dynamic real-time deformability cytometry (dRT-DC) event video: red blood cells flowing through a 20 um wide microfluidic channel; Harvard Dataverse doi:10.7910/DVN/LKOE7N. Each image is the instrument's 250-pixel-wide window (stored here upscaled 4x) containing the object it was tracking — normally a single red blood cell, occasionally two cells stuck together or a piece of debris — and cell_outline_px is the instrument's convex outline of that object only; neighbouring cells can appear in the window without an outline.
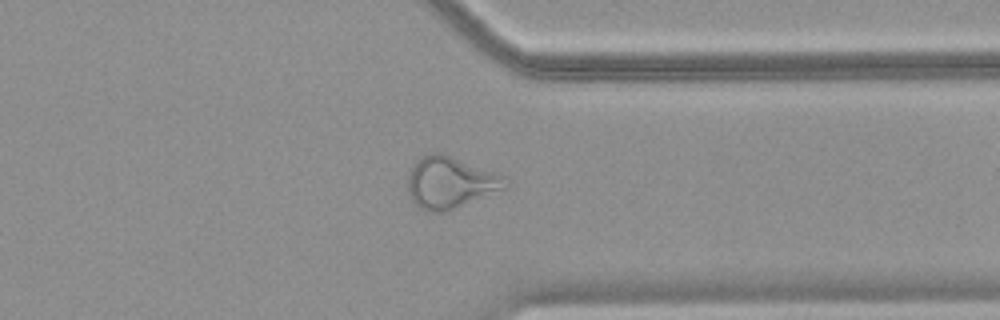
{"species": "common noctule bat (a hibernating species)", "species_latin": "Nyctalus noctula", "temperature_condition": "warm", "stored_images_in_passage": 48, "camera_frame_rate_fps": 3000, "um_per_image_px": 0.085, "animal": {"sex": "female", "body_mass_g": 18.4}, "frame": {"image": 1, "passage_image": 38, "time_ms": 12.333, "image_size_px": [1000, 320], "cell_outline_px": [[508, 188], [444, 212], [432, 212], [420, 208], [408, 196], [408, 172], [416, 160], [420, 156], [432, 152], [440, 152], [496, 172], [504, 176], [508, 180]], "centroid_in_image_um": [38.26, 15.5], "position_along_channel_um": 373.1, "area_um2": 29.54}}
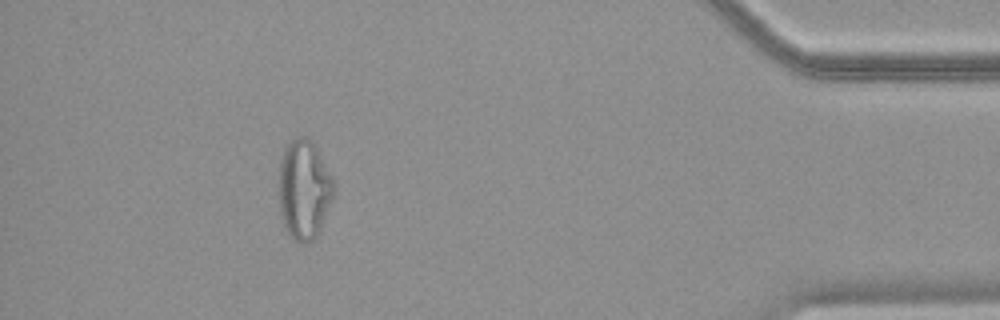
{"frame": {"image": 2, "passage_image": 44, "time_ms": 14.333, "image_size_px": [1000, 320], "cell_outline_px": [[336, 188], [332, 200], [320, 228], [316, 236], [308, 244], [300, 244], [284, 228], [280, 216], [280, 160], [284, 148], [288, 140], [296, 136], [304, 136], [312, 140]], "centroid_in_image_um": [25.83, 16.11], "position_along_channel_um": 409.4, "area_um2": 31.67}}